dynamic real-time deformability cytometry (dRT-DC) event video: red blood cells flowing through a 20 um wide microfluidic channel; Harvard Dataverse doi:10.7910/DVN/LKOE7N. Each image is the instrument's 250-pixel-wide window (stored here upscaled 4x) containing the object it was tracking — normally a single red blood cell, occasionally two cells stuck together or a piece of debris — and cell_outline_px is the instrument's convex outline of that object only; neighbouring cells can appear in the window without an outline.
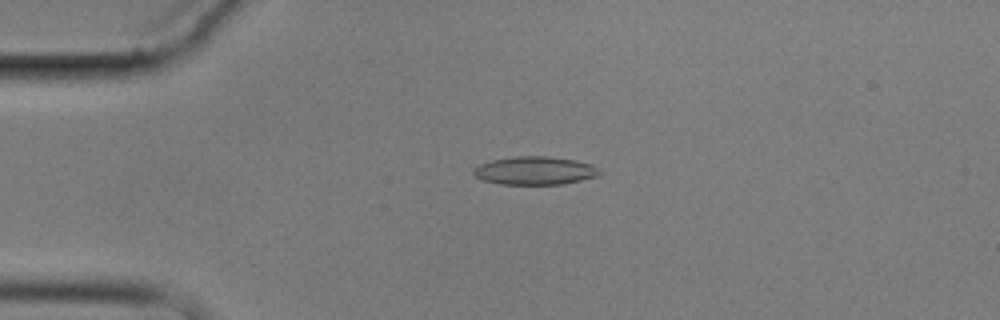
{"species": "common noctule bat (a hibernating species)", "species_latin": "Nyctalus noctula", "temperature_condition": "cold", "stored_images_in_passage": 4, "camera_frame_rate_fps": 3000, "um_per_image_px": 0.085, "animal": {"sex": "male", "body_mass_g": 17.9}, "frame": {"image": 1, "passage_image": 4, "time_ms": 3.667, "image_size_px": [1000, 320], "cell_outline_px": [[600, 172], [596, 176], [564, 184], [500, 184], [480, 180], [472, 172], [472, 168], [480, 164], [492, 160], [516, 156], [548, 156], [576, 160], [592, 164]], "centroid_in_image_um": [45.41, 14.5], "position_along_channel_um": 39.6, "area_um2": 20.69}}